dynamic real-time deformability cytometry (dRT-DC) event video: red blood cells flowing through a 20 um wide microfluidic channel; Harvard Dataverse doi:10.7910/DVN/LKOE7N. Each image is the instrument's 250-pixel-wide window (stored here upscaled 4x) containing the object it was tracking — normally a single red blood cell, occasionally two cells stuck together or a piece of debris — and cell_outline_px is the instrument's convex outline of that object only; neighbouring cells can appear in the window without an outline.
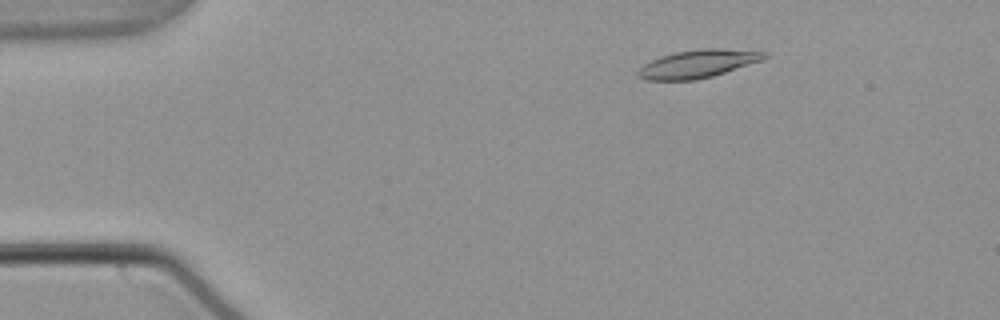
{"species": "common noctule bat (a hibernating species)", "species_latin": "Nyctalus noctula", "temperature_condition": "warm", "stored_images_in_passage": 54, "camera_frame_rate_fps": 3000, "um_per_image_px": 0.085, "animal": {"sex": "male", "body_mass_g": 21.5, "forearm_length_mm": 52.0}, "frame": {"image": 1, "passage_image": 9, "time_ms": 2.667, "image_size_px": [1000, 320], "cell_outline_px": [[768, 56], [764, 60], [712, 76], [696, 80], [648, 80], [640, 76], [636, 72], [644, 64], [660, 56], [676, 52], [700, 48], [720, 48], [768, 52]], "centroid_in_image_um": [59.37, 5.41], "position_along_channel_um": 25.6, "area_um2": 20.58}}
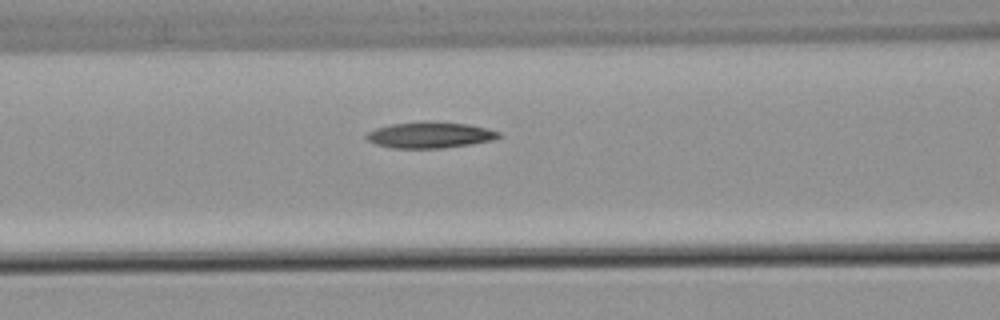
{"frame": {"image": 2, "passage_image": 23, "time_ms": 7.333, "image_size_px": [1000, 320], "cell_outline_px": [[500, 136], [492, 140], [444, 148], [392, 148], [376, 144], [368, 140], [364, 136], [368, 132], [376, 128], [392, 124], [468, 124], [500, 132]], "centroid_in_image_um": [36.51, 11.52], "position_along_channel_um": 130.1, "area_um2": 18.96}}
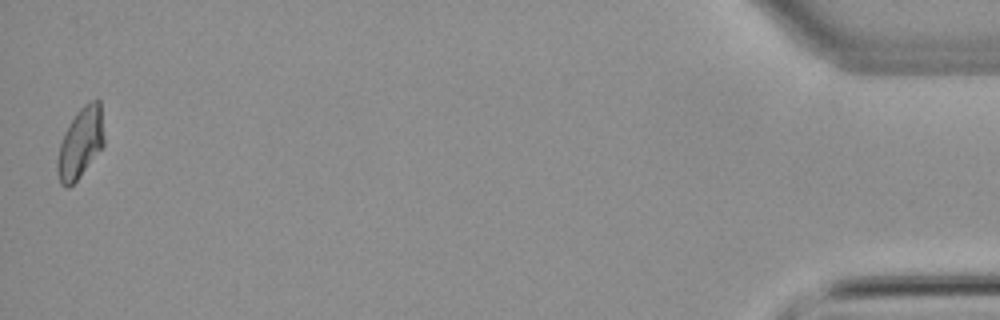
{"frame": {"image": 3, "passage_image": 54, "time_ms": 17.667, "image_size_px": [1000, 320], "cell_outline_px": [[104, 144], [76, 180], [68, 188], [64, 188], [60, 184], [56, 172], [56, 160], [60, 144], [64, 132], [76, 112], [84, 104], [92, 100], [100, 100], [104, 136]], "centroid_in_image_um": [6.81, 12.15], "position_along_channel_um": 428.4, "area_um2": 19.07}, "authors_computed_cell_mechanics": {"area_um2": 19.6231, "velocity_mm_per_s": 3.7964, "shape_relaxation_time_tau1_ms": null, "shape_relaxation_time_tau2_ms": 8.3122, "deformation_change_tau1": null, "deformation_change_tau2": 0.1551}}